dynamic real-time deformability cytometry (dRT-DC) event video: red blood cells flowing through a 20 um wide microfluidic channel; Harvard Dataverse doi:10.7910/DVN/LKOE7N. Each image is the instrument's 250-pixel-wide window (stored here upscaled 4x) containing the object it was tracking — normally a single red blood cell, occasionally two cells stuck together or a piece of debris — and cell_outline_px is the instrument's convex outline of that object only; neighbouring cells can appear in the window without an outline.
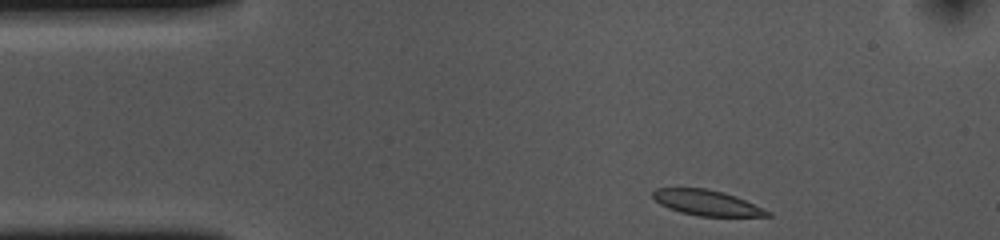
{"species": "common noctule bat (a hibernating species)", "species_latin": "Nyctalus noctula", "temperature_condition": "cold", "stored_images_in_passage": 37, "camera_frame_rate_fps": 3000, "um_per_image_px": 0.085, "animal": {"sex": "female", "body_mass_g": 10.0, "forearm_length_mm": 53.1}, "frame": {"image": 1, "passage_image": 1, "time_ms": 0.0, "image_size_px": [1000, 240], "cell_outline_px": [[772, 216], [700, 216], [680, 212], [668, 208], [660, 204], [652, 196], [652, 192], [656, 188], [704, 188], [724, 192], [736, 196], [772, 212]], "centroid_in_image_um": [60.08, 17.23], "position_along_channel_um": 24.9, "area_um2": 16.94}}
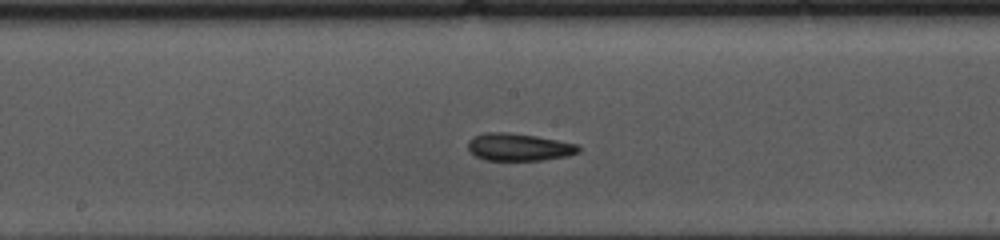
{"frame": {"image": 2, "passage_image": 20, "time_ms": 6.333, "image_size_px": [1000, 240], "cell_outline_px": [[580, 152], [568, 156], [544, 160], [484, 160], [476, 156], [468, 148], [468, 140], [472, 136], [488, 132], [508, 132], [536, 136], [576, 144], [580, 148]], "centroid_in_image_um": [44.09, 12.5], "position_along_channel_um": 204.1, "area_um2": 17.69}}
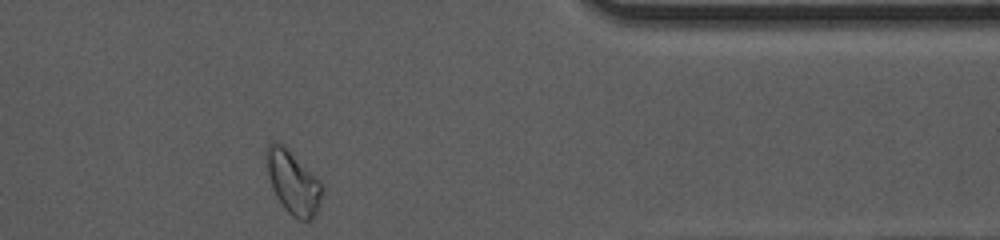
{"frame": {"image": 3, "passage_image": 37, "time_ms": 12.0, "image_size_px": [1000, 240], "cell_outline_px": [[324, 192], [316, 212], [312, 220], [300, 220], [292, 216], [280, 204], [272, 188], [268, 176], [264, 152], [264, 148], [268, 144], [276, 140], [284, 144], [324, 184]], "centroid_in_image_um": [24.9, 15.46], "position_along_channel_um": 386.5, "area_um2": 21.1}, "authors_computed_cell_mechanics": {"area_um2": 17.8602, "velocity_mm_per_s": 3.6336, "shape_relaxation_time_tau1_ms": 5.2689, "shape_relaxation_time_tau2_ms": 2.839, "deformation_change_tau1": 0.1129, "deformation_change_tau2": 0.0791}}